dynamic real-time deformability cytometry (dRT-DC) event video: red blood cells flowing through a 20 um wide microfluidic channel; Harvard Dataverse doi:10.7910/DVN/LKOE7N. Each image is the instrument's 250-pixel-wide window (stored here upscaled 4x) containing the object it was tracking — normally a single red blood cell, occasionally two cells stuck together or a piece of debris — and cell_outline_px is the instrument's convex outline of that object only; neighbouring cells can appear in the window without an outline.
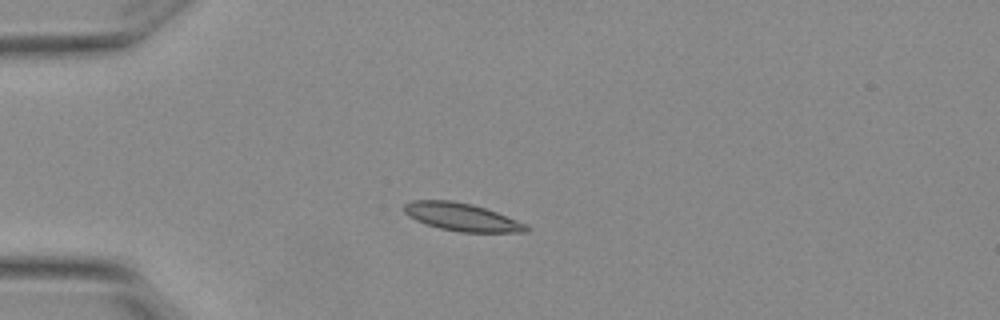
{"species": "Egyptian fruit bat (a non-hibernating species)", "species_latin": "Rousettus aegyptiacus", "temperature_condition": "warm", "stored_images_in_passage": 5, "camera_frame_rate_fps": 3000, "um_per_image_px": 0.085, "animal": {"sex": "female"}, "frame": {"image": 1, "passage_image": 3, "time_ms": 0.667, "image_size_px": [1000, 320], "cell_outline_px": [[528, 232], [460, 232], [440, 228], [424, 224], [408, 216], [404, 212], [404, 204], [412, 200], [452, 200], [472, 204], [496, 212], [528, 224]], "centroid_in_image_um": [39.23, 18.44], "position_along_channel_um": 45.8, "area_um2": 19.83}}
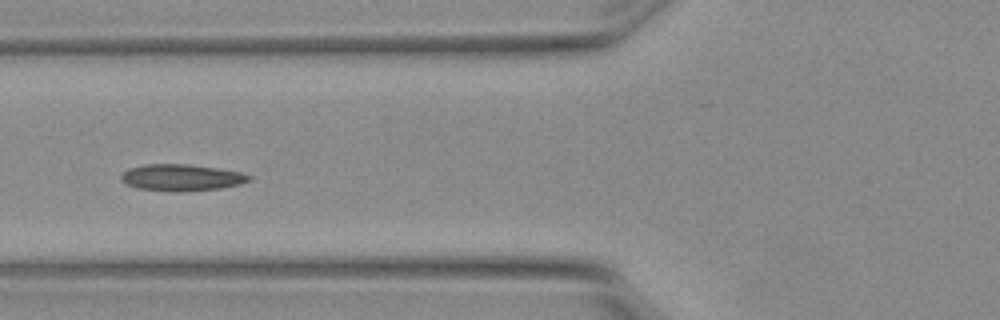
{"frame": {"image": 2, "passage_image": 5, "time_ms": 1.333, "image_size_px": [1000, 320], "cell_outline_px": [[252, 180], [240, 184], [220, 188], [184, 192], [172, 192], [140, 188], [128, 184], [120, 180], [120, 176], [128, 168], [144, 164], [188, 164], [216, 168], [240, 172], [252, 176]], "centroid_in_image_um": [15.43, 15.09], "position_along_channel_um": 110.4, "area_um2": 19.88}}